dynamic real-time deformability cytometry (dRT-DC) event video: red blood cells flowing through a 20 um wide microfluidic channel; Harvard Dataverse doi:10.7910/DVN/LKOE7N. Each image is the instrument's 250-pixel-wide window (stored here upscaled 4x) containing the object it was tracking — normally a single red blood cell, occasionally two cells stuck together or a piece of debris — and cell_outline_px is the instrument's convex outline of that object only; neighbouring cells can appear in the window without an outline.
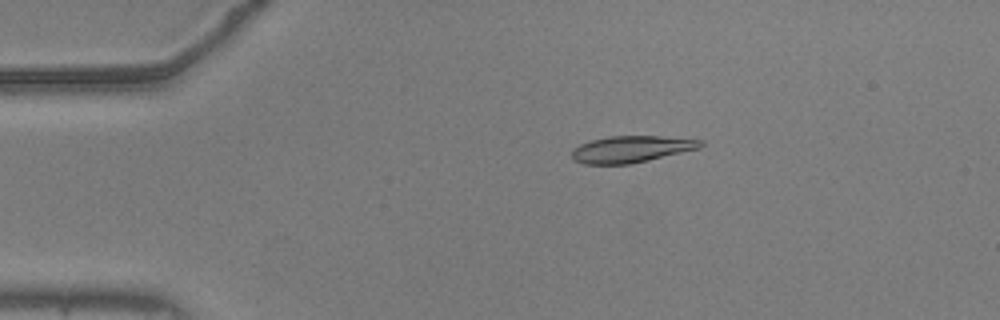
{"species": "common noctule bat (a hibernating species)", "species_latin": "Nyctalus noctula", "temperature_condition": "warm", "stored_images_in_passage": 55, "camera_frame_rate_fps": 3000, "um_per_image_px": 0.085, "animal": {"sex": "male", "body_mass_g": 20.5, "forearm_length_mm": 52.5}, "frame": {"image": 1, "passage_image": 11, "time_ms": 3.333, "image_size_px": [1000, 320], "cell_outline_px": [[704, 144], [700, 148], [632, 164], [584, 164], [572, 160], [572, 148], [580, 144], [592, 140], [608, 136], [660, 136], [704, 140]], "centroid_in_image_um": [53.65, 12.68], "position_along_channel_um": 31.3, "area_um2": 20.11}}
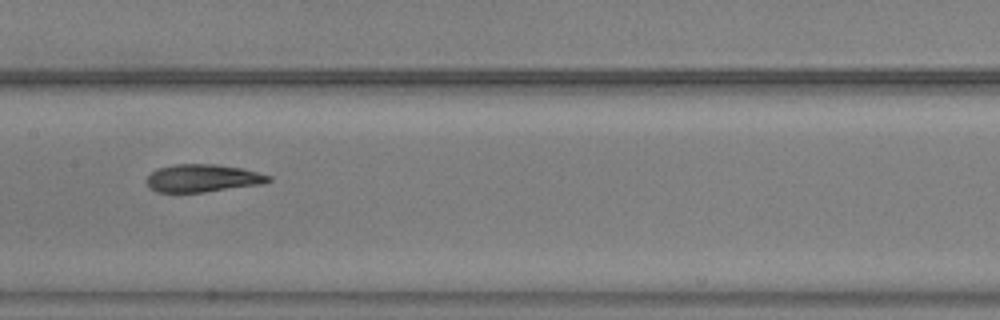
{"frame": {"image": 2, "passage_image": 28, "time_ms": 9.0, "image_size_px": [1000, 320], "cell_outline_px": [[272, 180], [264, 184], [204, 192], [156, 192], [148, 188], [144, 180], [156, 168], [172, 164], [216, 164], [244, 168], [272, 176]], "centroid_in_image_um": [17.22, 15.14], "position_along_channel_um": 190.2, "area_um2": 20.11}}
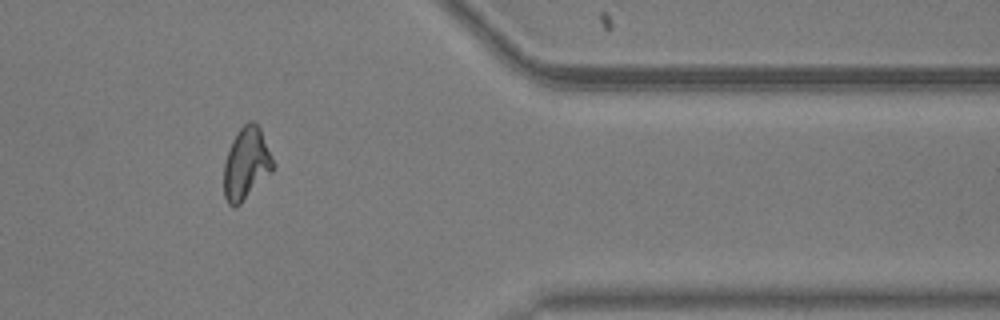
{"frame": {"image": 3, "passage_image": 46, "time_ms": 15.0, "image_size_px": [1000, 320], "cell_outline_px": [[276, 164], [272, 172], [240, 204], [232, 208], [228, 204], [224, 196], [224, 164], [232, 140], [236, 132], [248, 120], [252, 120], [260, 128]], "centroid_in_image_um": [20.95, 13.91], "position_along_channel_um": 390.5, "area_um2": 20.81}, "authors_computed_cell_mechanics": {"area_um2": 20.23, "velocity_mm_per_s": 3.6719, "shape_relaxation_time_tau1_ms": 4.4889, "shape_relaxation_time_tau2_ms": 2.2852, "deformation_change_tau1": 0.1804, "deformation_change_tau2": 0.0912}}